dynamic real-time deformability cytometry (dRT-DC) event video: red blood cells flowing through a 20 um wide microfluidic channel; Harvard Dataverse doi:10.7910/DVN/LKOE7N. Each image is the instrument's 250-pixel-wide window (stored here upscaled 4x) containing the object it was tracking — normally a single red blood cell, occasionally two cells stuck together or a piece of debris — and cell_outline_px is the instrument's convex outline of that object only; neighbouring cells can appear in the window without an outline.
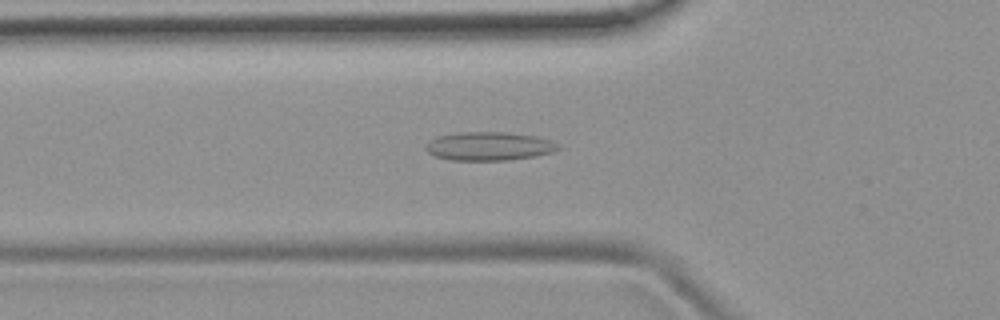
{"species": "common noctule bat (a hibernating species)", "species_latin": "Nyctalus noctula", "temperature_condition": "room temperature", "stored_images_in_passage": 52, "camera_frame_rate_fps": 3000, "um_per_image_px": 0.085, "animal": {"sex": "female", "body_mass_g": 19.9}, "frame": {"image": 1, "passage_image": 17, "time_ms": 5.333, "image_size_px": [1000, 320], "cell_outline_px": [[560, 148], [552, 152], [536, 156], [508, 160], [452, 160], [436, 156], [428, 152], [424, 148], [436, 136], [460, 132], [504, 132], [536, 136], [560, 144]], "centroid_in_image_um": [41.59, 12.42], "position_along_channel_um": 84.2, "area_um2": 21.91}}
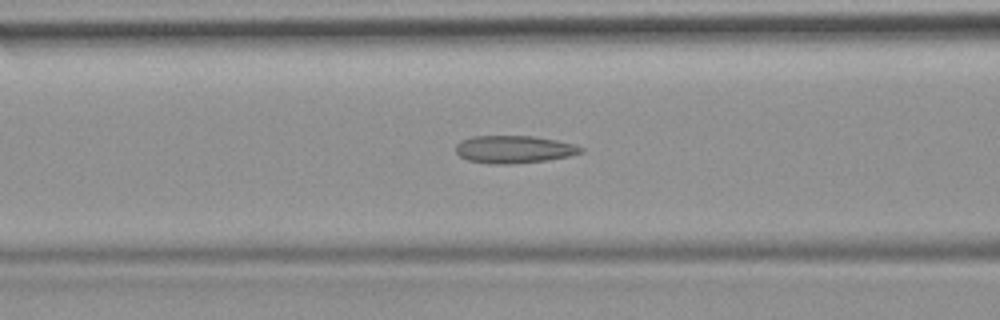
{"frame": {"image": 2, "passage_image": 20, "time_ms": 6.333, "image_size_px": [1000, 320], "cell_outline_px": [[584, 152], [568, 156], [548, 160], [512, 164], [496, 164], [468, 160], [460, 156], [456, 152], [456, 144], [460, 140], [472, 136], [532, 136], [556, 140], [572, 144], [584, 148]], "centroid_in_image_um": [43.68, 12.69], "position_along_channel_um": 122.9, "area_um2": 20.06}}
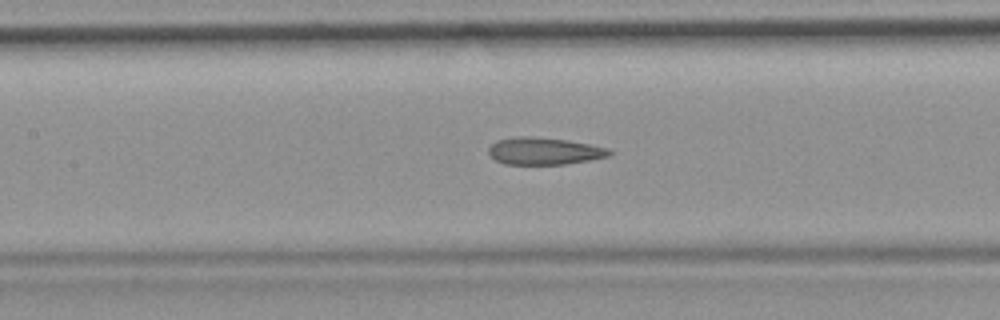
{"frame": {"image": 3, "passage_image": 23, "time_ms": 7.333, "image_size_px": [1000, 320], "cell_outline_px": [[612, 152], [608, 156], [588, 160], [564, 164], [504, 164], [496, 160], [488, 152], [488, 148], [496, 140], [520, 136], [532, 136], [568, 140], [592, 144], [608, 148]], "centroid_in_image_um": [46.25, 12.83], "position_along_channel_um": 161.2, "area_um2": 19.07}, "authors_computed_cell_mechanics": {"area_um2": 19.9988, "velocity_mm_per_s": 3.8141, "shape_relaxation_time_tau1_ms": null, "shape_relaxation_time_tau2_ms": 1.7457, "deformation_change_tau1": null, "deformation_change_tau2": 0.0995}}